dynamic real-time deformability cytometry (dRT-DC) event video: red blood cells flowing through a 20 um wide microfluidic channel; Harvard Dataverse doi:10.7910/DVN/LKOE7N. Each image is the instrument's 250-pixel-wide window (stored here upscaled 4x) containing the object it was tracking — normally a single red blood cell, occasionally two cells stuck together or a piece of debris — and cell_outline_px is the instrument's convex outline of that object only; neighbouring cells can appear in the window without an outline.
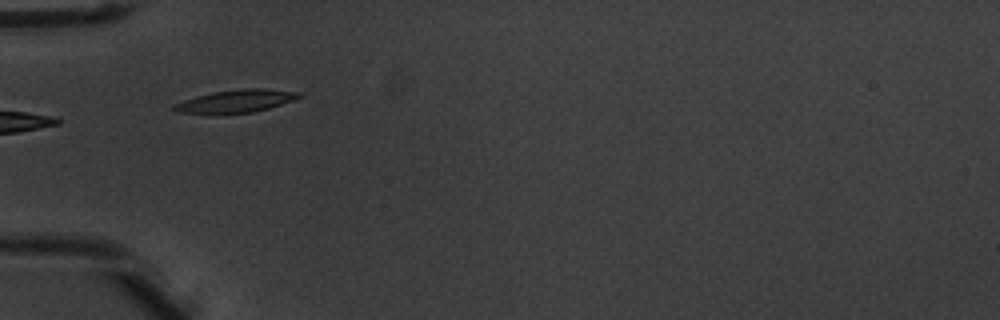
{"species": "common noctule bat (a hibernating species)", "species_latin": "Nyctalus noctula", "temperature_condition": "warm", "stored_images_in_passage": 8, "camera_frame_rate_fps": 3000, "um_per_image_px": 0.085, "animal": {"sex": "male", "body_mass_g": 20.1, "forearm_length_mm": 53.5}, "frame": {"image": 1, "passage_image": 6, "time_ms": 1.667, "image_size_px": [1000, 320], "cell_outline_px": [[304, 96], [268, 108], [252, 112], [176, 112], [172, 108], [172, 104], [196, 96], [212, 92], [244, 88], [264, 88], [300, 92]], "centroid_in_image_um": [20.09, 8.56], "position_along_channel_um": 64.9, "area_um2": 16.07}}
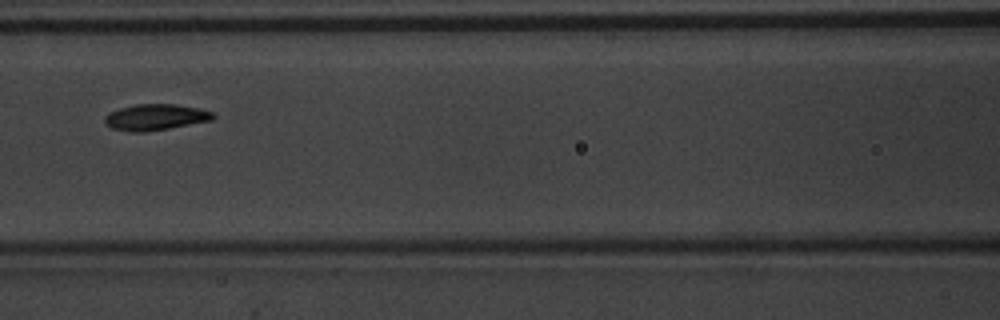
{"frame": {"image": 2, "passage_image": 8, "time_ms": 2.333, "image_size_px": [1000, 320], "cell_outline_px": [[216, 116], [212, 120], [168, 128], [144, 132], [128, 132], [112, 128], [104, 124], [104, 116], [108, 112], [120, 108], [136, 104], [176, 104], [200, 108], [212, 112]], "centroid_in_image_um": [13.18, 9.95], "position_along_channel_um": 153.4, "area_um2": 16.59}}